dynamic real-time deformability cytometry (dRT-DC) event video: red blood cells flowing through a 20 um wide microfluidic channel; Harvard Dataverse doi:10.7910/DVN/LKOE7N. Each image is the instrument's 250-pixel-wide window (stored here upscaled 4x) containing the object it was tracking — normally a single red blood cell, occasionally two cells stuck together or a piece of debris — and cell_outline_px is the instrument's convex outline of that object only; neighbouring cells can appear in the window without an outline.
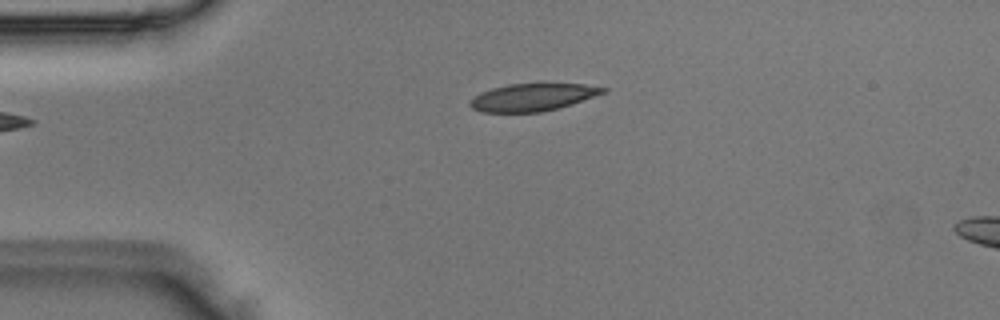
{"species": "Egyptian fruit bat (a non-hibernating species)", "species_latin": "Rousettus aegyptiacus", "temperature_condition": "room temperature", "stored_images_in_passage": 2, "camera_frame_rate_fps": 3000, "um_per_image_px": 0.085, "animal": {"sex": "male"}, "frame": {"image": 1, "passage_image": 1, "time_ms": 0.0, "image_size_px": [1000, 320], "cell_outline_px": [[608, 92], [572, 104], [540, 112], [480, 112], [472, 108], [468, 104], [480, 92], [492, 88], [508, 84], [540, 80], [584, 84], [608, 88]], "centroid_in_image_um": [45.35, 8.2], "position_along_channel_um": 39.7, "area_um2": 22.25}}